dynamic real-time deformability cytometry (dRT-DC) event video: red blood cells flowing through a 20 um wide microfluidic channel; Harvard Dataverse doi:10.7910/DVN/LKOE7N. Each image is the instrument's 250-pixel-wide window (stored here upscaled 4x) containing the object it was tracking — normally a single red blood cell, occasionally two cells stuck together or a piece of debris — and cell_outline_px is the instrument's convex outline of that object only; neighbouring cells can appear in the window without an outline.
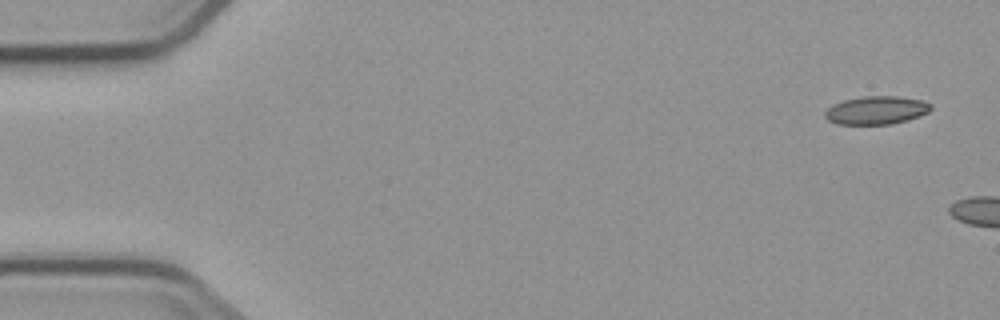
{"species": "common noctule bat (a hibernating species)", "species_latin": "Nyctalus noctula", "temperature_condition": "cold", "stored_images_in_passage": 8, "camera_frame_rate_fps": 3000, "um_per_image_px": 0.085, "animal": {"sex": "male", "body_mass_g": 23.1, "forearm_length_mm": 52.7}, "frame": {"image": 1, "passage_image": 1, "time_ms": 0.0, "image_size_px": [1000, 320], "cell_outline_px": [[932, 108], [928, 112], [920, 116], [908, 120], [892, 124], [836, 124], [828, 120], [824, 116], [824, 112], [832, 104], [844, 100], [864, 96], [900, 96], [920, 100], [932, 104]], "centroid_in_image_um": [74.49, 9.37], "position_along_channel_um": 10.5, "area_um2": 17.51}}
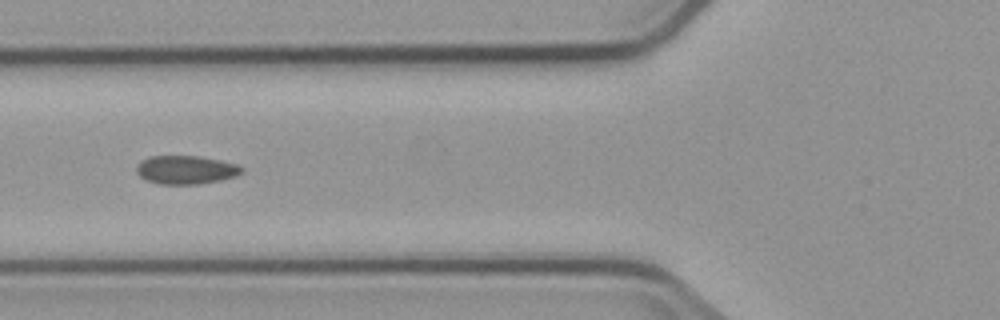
{"frame": {"image": 2, "passage_image": 6, "time_ms": 8.0, "image_size_px": [1000, 320], "cell_outline_px": [[244, 172], [236, 176], [220, 180], [200, 184], [160, 184], [148, 180], [140, 176], [136, 172], [136, 164], [140, 160], [152, 156], [196, 156], [220, 160], [240, 164], [244, 168]], "centroid_in_image_um": [15.83, 14.43], "position_along_channel_um": 110.0, "area_um2": 17.63}}
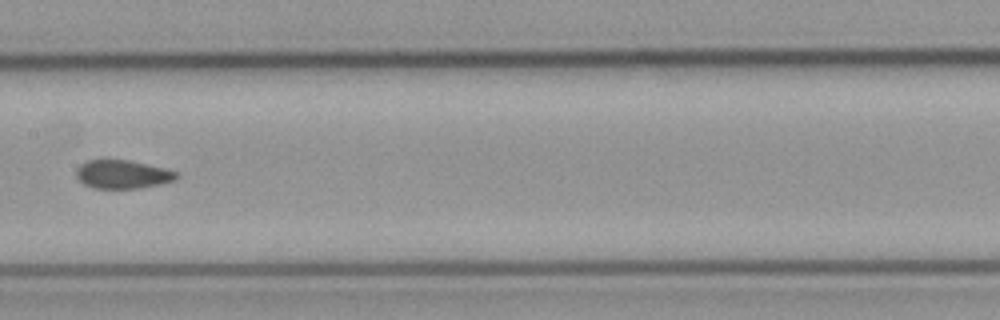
{"frame": {"image": 3, "passage_image": 8, "time_ms": 10.333, "image_size_px": [1000, 320], "cell_outline_px": [[180, 176], [176, 180], [160, 184], [140, 188], [92, 188], [84, 184], [76, 176], [76, 168], [80, 164], [88, 160], [128, 160], [164, 168], [180, 172]], "centroid_in_image_um": [10.45, 14.82], "position_along_channel_um": 197.0, "area_um2": 16.7}}